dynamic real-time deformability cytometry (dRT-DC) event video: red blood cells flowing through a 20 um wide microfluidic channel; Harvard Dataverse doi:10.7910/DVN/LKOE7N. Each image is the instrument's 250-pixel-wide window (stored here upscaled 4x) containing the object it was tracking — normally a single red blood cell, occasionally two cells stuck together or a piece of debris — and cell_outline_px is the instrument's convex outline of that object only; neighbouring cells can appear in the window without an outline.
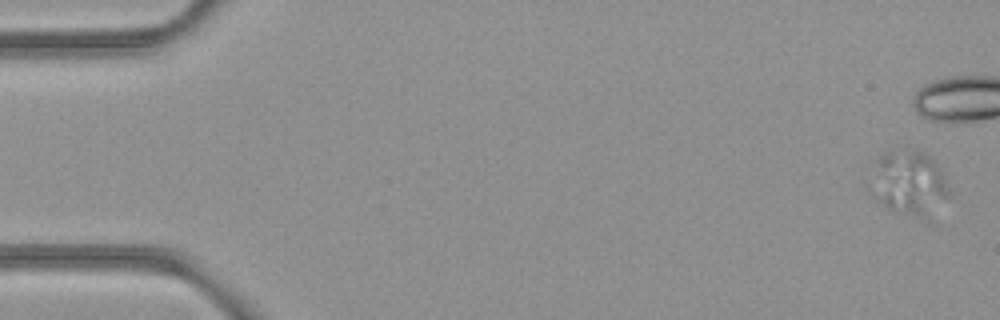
{"species": "common noctule bat (a hibernating species)", "species_latin": "Nyctalus noctula", "temperature_condition": "room temperature", "stored_images_in_passage": 7, "camera_frame_rate_fps": 3000, "um_per_image_px": 0.085, "animal": {"sex": "female", "body_mass_g": 21.9}, "frame": {"image": 1, "passage_image": 1, "time_ms": 0.0, "image_size_px": [1000, 320], "cell_outline_px": [[948, 196], [924, 212], [912, 212], [892, 208], [876, 200], [872, 196], [880, 156], [884, 152], [912, 148], [916, 148], [924, 152], [936, 164], [948, 188]], "centroid_in_image_um": [77.25, 15.39], "position_along_channel_um": 7.7, "area_um2": 26.53}}
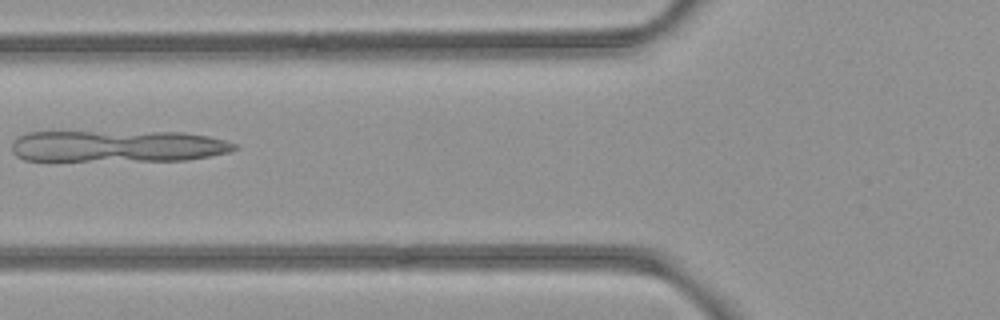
{"frame": {"image": 2, "passage_image": 7, "time_ms": 2.0, "image_size_px": [1000, 320], "cell_outline_px": [[240, 148], [228, 152], [188, 160], [24, 160], [16, 156], [12, 152], [12, 140], [28, 132], [184, 132], [208, 136], [224, 140], [236, 144]], "centroid_in_image_um": [10.01, 12.42], "position_along_channel_um": 115.8, "area_um2": 41.04}}